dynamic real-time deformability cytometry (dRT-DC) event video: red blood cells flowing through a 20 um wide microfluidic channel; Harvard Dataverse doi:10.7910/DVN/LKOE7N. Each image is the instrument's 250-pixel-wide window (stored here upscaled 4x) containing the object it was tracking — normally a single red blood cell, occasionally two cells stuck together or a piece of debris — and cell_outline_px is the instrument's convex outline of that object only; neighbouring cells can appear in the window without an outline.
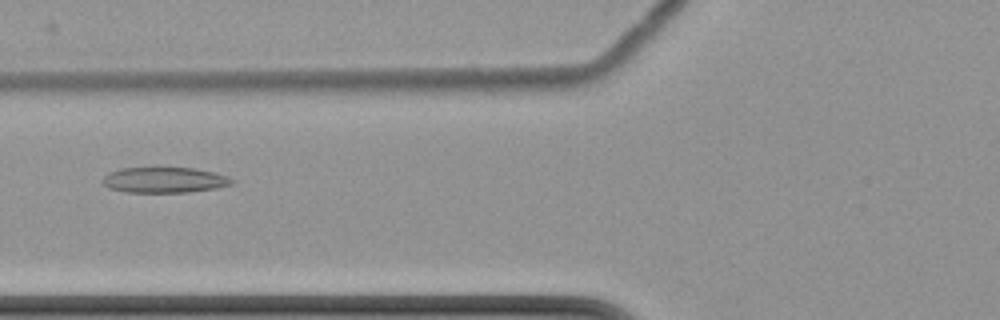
{"species": "common noctule bat (a hibernating species)", "species_latin": "Nyctalus noctula", "temperature_condition": "cold", "stored_images_in_passage": 7, "camera_frame_rate_fps": 3000, "um_per_image_px": 0.085, "animal": {"sex": "female", "body_mass_g": 22.7, "forearm_length_mm": 54.2}, "frame": {"image": 1, "passage_image": 7, "time_ms": 8.0, "image_size_px": [1000, 320], "cell_outline_px": [[236, 180], [232, 184], [216, 188], [188, 192], [124, 192], [108, 188], [100, 180], [108, 172], [120, 168], [196, 168], [228, 176]], "centroid_in_image_um": [13.95, 15.3], "position_along_channel_um": 111.8, "area_um2": 19.36}}